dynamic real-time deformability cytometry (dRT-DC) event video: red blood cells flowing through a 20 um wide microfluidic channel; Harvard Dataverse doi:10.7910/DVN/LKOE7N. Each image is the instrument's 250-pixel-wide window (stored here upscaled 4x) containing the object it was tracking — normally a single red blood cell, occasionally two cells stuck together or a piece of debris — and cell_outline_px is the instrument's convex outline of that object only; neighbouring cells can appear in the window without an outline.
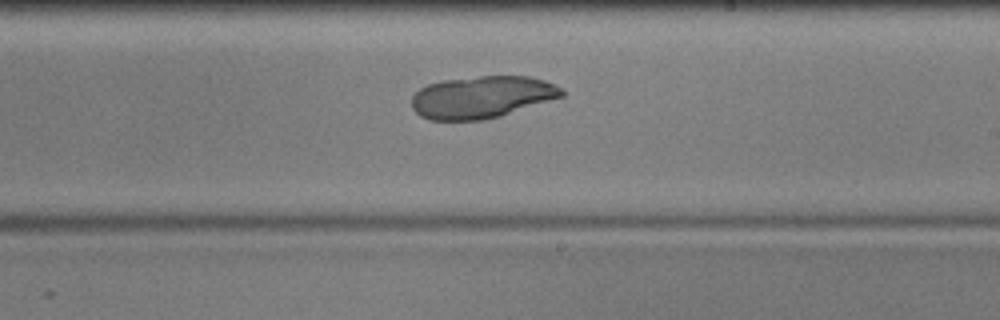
{"species": "common noctule bat (a hibernating species)", "species_latin": "Nyctalus noctula", "temperature_condition": "cold", "stored_images_in_passage": 50, "camera_frame_rate_fps": 3000, "um_per_image_px": 0.085, "animal": {"sex": "male", "body_mass_g": 17.9, "forearm_length_mm": 54.2}, "frame": {"image": 1, "passage_image": 27, "time_ms": 8.667, "image_size_px": [1000, 320], "cell_outline_px": [[564, 96], [500, 116], [484, 120], [428, 120], [420, 116], [412, 108], [412, 96], [420, 88], [428, 84], [444, 80], [480, 76], [528, 76], [544, 80], [564, 88]], "centroid_in_image_um": [40.96, 8.25], "position_along_channel_um": 248.0, "area_um2": 36.93}}
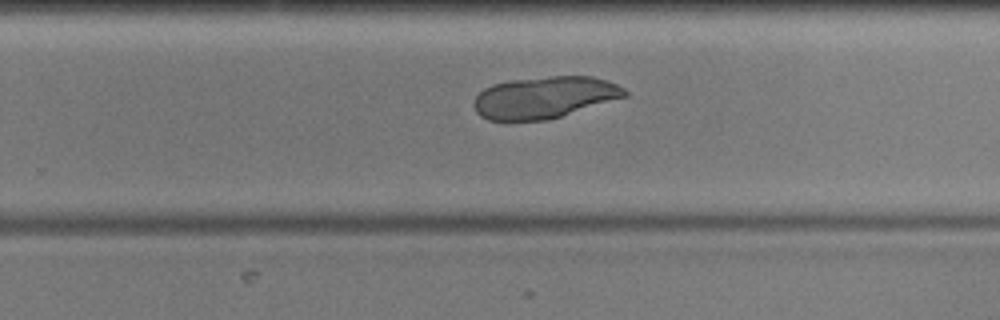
{"frame": {"image": 2, "passage_image": 30, "time_ms": 9.667, "image_size_px": [1000, 320], "cell_outline_px": [[628, 96], [548, 120], [488, 120], [480, 116], [476, 112], [472, 104], [476, 96], [484, 88], [492, 84], [512, 80], [548, 76], [592, 76], [608, 80], [624, 88], [628, 92]], "centroid_in_image_um": [46.28, 8.27], "position_along_channel_um": 283.5, "area_um2": 36.88}}